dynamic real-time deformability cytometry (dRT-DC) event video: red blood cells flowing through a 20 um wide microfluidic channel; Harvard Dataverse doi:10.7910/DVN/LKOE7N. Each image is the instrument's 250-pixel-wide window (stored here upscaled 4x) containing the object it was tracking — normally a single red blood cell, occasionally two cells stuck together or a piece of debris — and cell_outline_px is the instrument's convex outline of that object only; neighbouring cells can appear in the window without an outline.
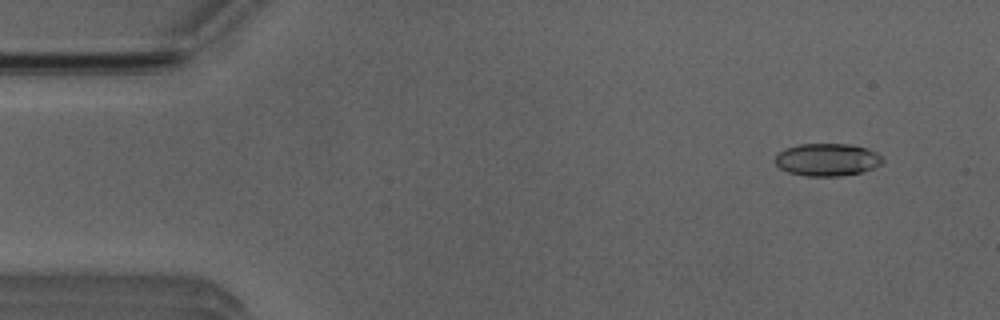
{"species": "Egyptian fruit bat (a non-hibernating species)", "species_latin": "Rousettus aegyptiacus", "temperature_condition": "room temperature", "stored_images_in_passage": 52, "camera_frame_rate_fps": 3000, "um_per_image_px": 0.085, "animal": {"sex": "male"}, "frame": {"image": 1, "passage_image": 4, "time_ms": 1.0, "image_size_px": [1000, 320], "cell_outline_px": [[884, 160], [880, 164], [872, 168], [860, 172], [840, 176], [804, 176], [788, 172], [780, 168], [776, 164], [776, 156], [780, 152], [788, 148], [800, 144], [848, 144], [864, 148], [876, 152]], "centroid_in_image_um": [70.3, 13.58], "position_along_channel_um": 14.7, "area_um2": 20.06}}
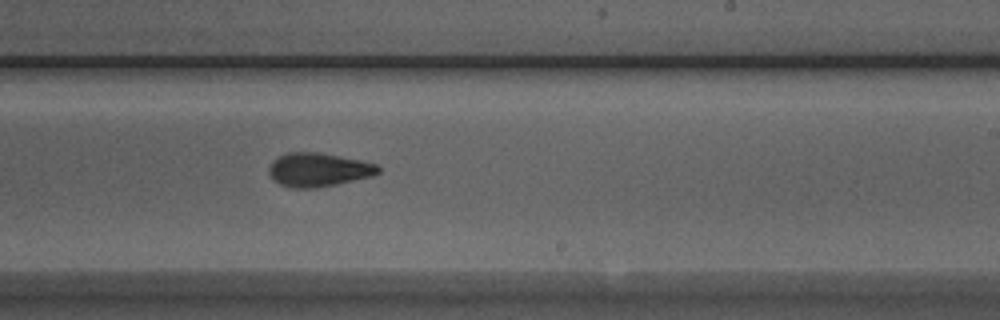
{"frame": {"image": 2, "passage_image": 31, "time_ms": 10.0, "image_size_px": [1000, 320], "cell_outline_px": [[380, 172], [372, 176], [336, 184], [316, 188], [292, 188], [280, 184], [268, 172], [268, 168], [272, 160], [276, 156], [288, 152], [316, 152], [360, 160], [376, 164], [380, 168]], "centroid_in_image_um": [27.04, 14.42], "position_along_channel_um": 262.0, "area_um2": 21.39}}
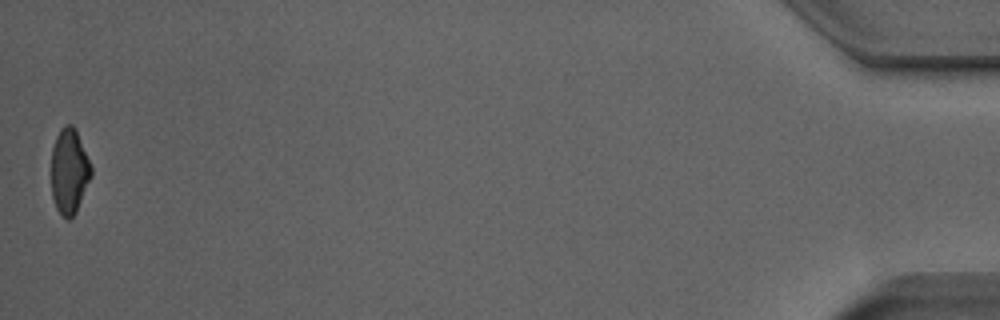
{"frame": {"image": 3, "passage_image": 52, "time_ms": 17.0, "image_size_px": [1000, 320], "cell_outline_px": [[92, 176], [76, 212], [68, 220], [56, 208], [52, 196], [52, 148], [56, 136], [60, 128], [64, 124], [72, 124], [76, 128], [92, 164]], "centroid_in_image_um": [5.91, 14.5], "position_along_channel_um": 429.3, "area_um2": 20.06}, "authors_computed_cell_mechanics": {"area_um2": 20.808, "velocity_mm_per_s": 3.8653, "shape_relaxation_time_tau1_ms": 4.417, "shape_relaxation_time_tau2_ms": 2.8909, "deformation_change_tau1": 0.1585, "deformation_change_tau2": 0.0828}}